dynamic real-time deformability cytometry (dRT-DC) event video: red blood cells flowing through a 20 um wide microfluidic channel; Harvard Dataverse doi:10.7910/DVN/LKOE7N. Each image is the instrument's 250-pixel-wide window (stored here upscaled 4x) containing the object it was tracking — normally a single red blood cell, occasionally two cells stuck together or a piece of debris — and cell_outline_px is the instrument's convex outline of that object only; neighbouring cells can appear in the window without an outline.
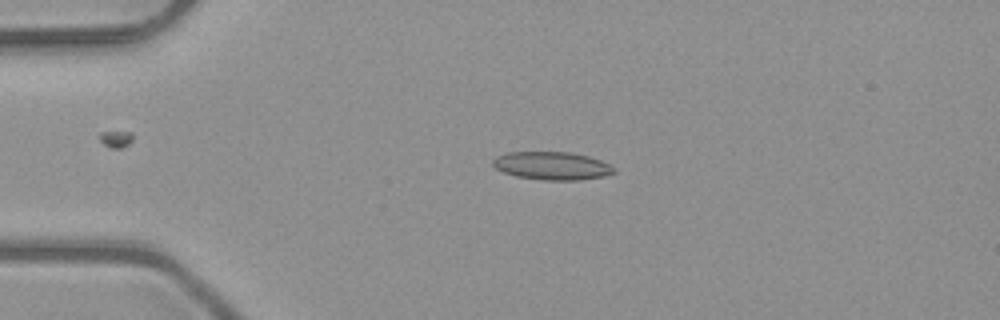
{"species": "common noctule bat (a hibernating species)", "species_latin": "Nyctalus noctula", "temperature_condition": "room temperature", "stored_images_in_passage": 6, "camera_frame_rate_fps": 3000, "um_per_image_px": 0.085, "animal": {"sex": "male", "body_mass_g": 23.1, "forearm_length_mm": 52.7}, "frame": {"image": 1, "passage_image": 4, "time_ms": 1.0, "image_size_px": [1000, 320], "cell_outline_px": [[616, 172], [604, 176], [580, 180], [544, 180], [516, 176], [504, 172], [496, 168], [492, 164], [492, 160], [496, 156], [508, 152], [572, 152], [588, 156], [600, 160], [616, 168]], "centroid_in_image_um": [46.93, 14.09], "position_along_channel_um": 38.1, "area_um2": 19.83}}
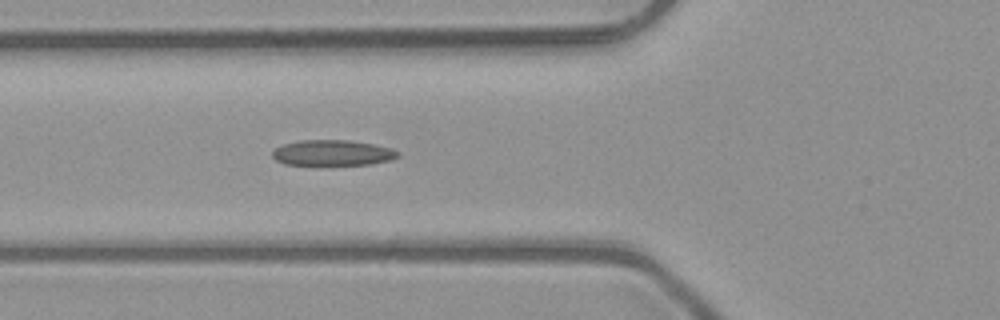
{"frame": {"image": 2, "passage_image": 6, "time_ms": 1.667, "image_size_px": [1000, 320], "cell_outline_px": [[400, 156], [392, 160], [372, 164], [320, 168], [284, 164], [276, 160], [272, 156], [272, 152], [276, 148], [284, 144], [300, 140], [348, 140], [372, 144], [392, 148], [400, 152]], "centroid_in_image_um": [28.27, 13.05], "position_along_channel_um": 97.5, "area_um2": 19.88}}